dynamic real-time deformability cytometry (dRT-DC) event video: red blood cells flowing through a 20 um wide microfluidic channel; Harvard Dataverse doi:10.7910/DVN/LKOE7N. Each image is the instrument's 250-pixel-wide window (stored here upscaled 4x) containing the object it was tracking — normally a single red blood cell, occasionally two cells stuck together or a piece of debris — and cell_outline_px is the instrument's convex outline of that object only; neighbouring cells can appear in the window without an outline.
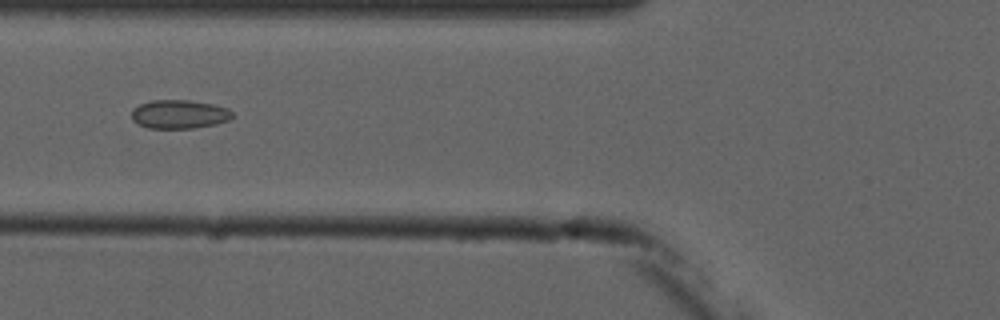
{"species": "common noctule bat (a hibernating species)", "species_latin": "Nyctalus noctula", "temperature_condition": "cold", "stored_images_in_passage": 8, "camera_frame_rate_fps": 3000, "um_per_image_px": 0.085, "animal": {"sex": "male", "forearm_length_mm": 52.5}, "frame": {"image": 1, "passage_image": 5, "time_ms": 5.667, "image_size_px": [1000, 320], "cell_outline_px": [[232, 116], [228, 120], [216, 124], [192, 128], [148, 128], [132, 120], [132, 108], [140, 104], [152, 100], [188, 100], [212, 104], [228, 108], [232, 112]], "centroid_in_image_um": [15.22, 9.7], "position_along_channel_um": 110.6, "area_um2": 16.76}}
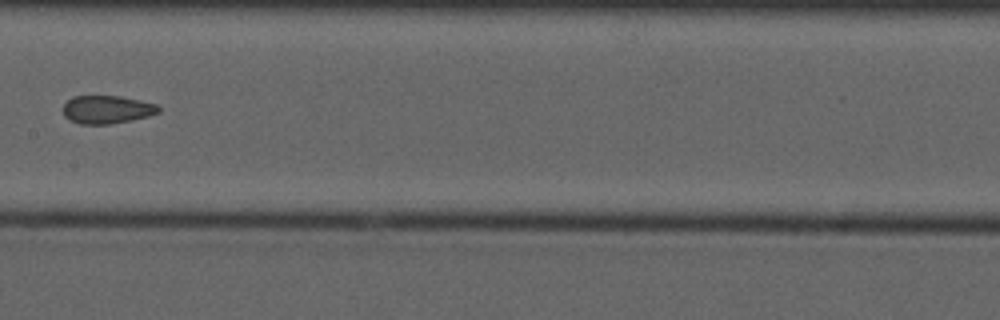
{"frame": {"image": 2, "passage_image": 7, "time_ms": 8.0, "image_size_px": [1000, 320], "cell_outline_px": [[160, 112], [148, 116], [132, 120], [108, 124], [80, 124], [64, 116], [64, 104], [72, 96], [120, 96], [140, 100], [156, 104], [160, 108]], "centroid_in_image_um": [9.11, 9.3], "position_along_channel_um": 198.3, "area_um2": 15.55}}
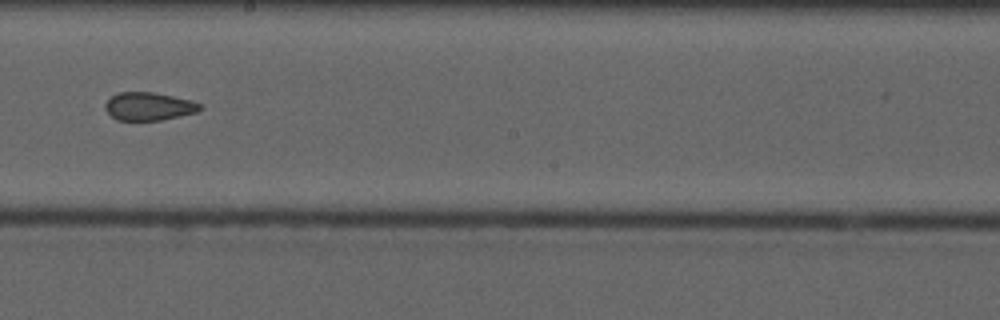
{"frame": {"image": 3, "passage_image": 8, "time_ms": 9.0, "image_size_px": [1000, 320], "cell_outline_px": [[204, 108], [196, 112], [160, 120], [116, 120], [104, 108], [104, 104], [112, 96], [120, 92], [152, 92], [192, 100], [200, 104]], "centroid_in_image_um": [12.65, 9.04], "position_along_channel_um": 235.6, "area_um2": 15.37}}